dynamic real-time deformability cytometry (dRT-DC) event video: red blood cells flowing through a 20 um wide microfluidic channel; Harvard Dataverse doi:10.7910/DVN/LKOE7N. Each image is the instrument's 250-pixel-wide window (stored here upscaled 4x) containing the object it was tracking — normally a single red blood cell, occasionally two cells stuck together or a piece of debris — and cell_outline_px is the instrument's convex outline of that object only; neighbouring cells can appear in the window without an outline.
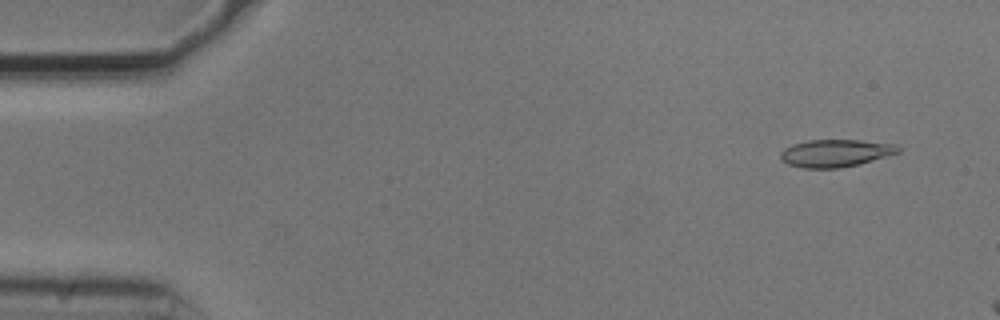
{"species": "common noctule bat (a hibernating species)", "species_latin": "Nyctalus noctula", "temperature_condition": "cold", "stored_images_in_passage": 12, "camera_frame_rate_fps": 3000, "um_per_image_px": 0.085, "animal": {"sex": "male", "body_mass_g": 20.5, "forearm_length_mm": 52.5}, "frame": {"image": 1, "passage_image": 4, "time_ms": 1.0, "image_size_px": [1000, 320], "cell_outline_px": [[900, 152], [888, 156], [860, 164], [840, 168], [804, 168], [788, 164], [780, 160], [780, 152], [784, 148], [792, 144], [808, 140], [860, 140], [896, 144], [900, 148]], "centroid_in_image_um": [71.01, 13.02], "position_along_channel_um": 14.0, "area_um2": 19.02}}